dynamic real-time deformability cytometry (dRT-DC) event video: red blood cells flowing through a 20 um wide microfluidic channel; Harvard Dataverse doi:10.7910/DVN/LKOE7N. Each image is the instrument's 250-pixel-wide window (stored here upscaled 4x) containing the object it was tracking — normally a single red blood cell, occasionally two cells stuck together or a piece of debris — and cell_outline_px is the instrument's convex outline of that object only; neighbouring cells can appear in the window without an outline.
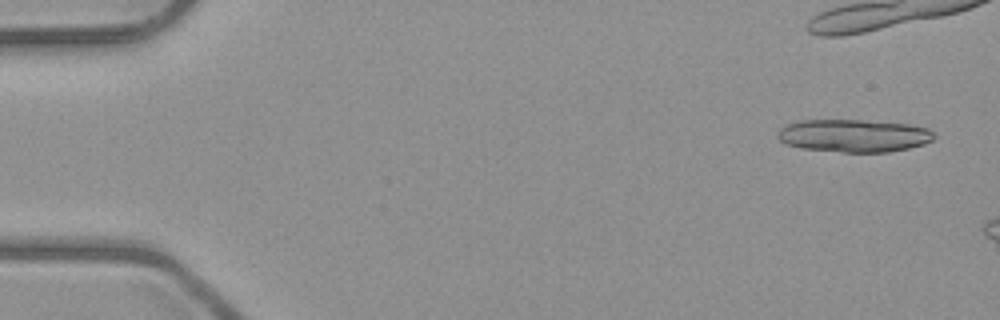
{"species": "common noctule bat (a hibernating species)", "species_latin": "Nyctalus noctula", "temperature_condition": "room temperature", "stored_images_in_passage": 5, "camera_frame_rate_fps": 3000, "um_per_image_px": 0.085, "animal": {"sex": "male", "body_mass_g": 23.1, "forearm_length_mm": 52.7}, "frame": {"image": 1, "passage_image": 1, "time_ms": 0.0, "image_size_px": [1000, 320], "cell_outline_px": [[936, 136], [932, 140], [924, 144], [908, 148], [888, 152], [844, 152], [800, 148], [784, 144], [776, 136], [780, 128], [784, 124], [800, 120], [860, 120], [908, 124], [928, 128]], "centroid_in_image_um": [72.53, 11.53], "position_along_channel_um": 12.5, "area_um2": 30.0}}